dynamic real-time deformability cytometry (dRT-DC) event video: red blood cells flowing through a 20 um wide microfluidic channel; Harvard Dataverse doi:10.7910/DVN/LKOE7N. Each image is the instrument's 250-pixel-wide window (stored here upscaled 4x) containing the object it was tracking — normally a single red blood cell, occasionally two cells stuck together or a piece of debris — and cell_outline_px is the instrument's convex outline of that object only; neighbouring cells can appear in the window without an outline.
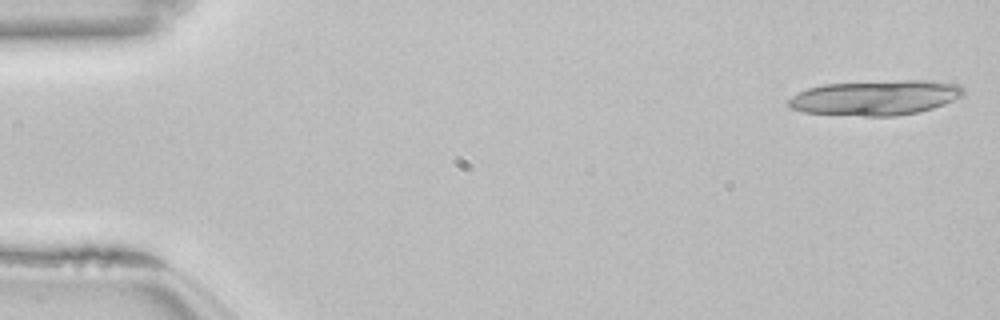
{"species": "common noctule bat (a hibernating species)", "species_latin": "Nyctalus noctula", "temperature_condition": "room temperature", "stored_images_in_passage": 11, "camera_frame_rate_fps": 3000, "um_per_image_px": 0.085, "animal": {"sex": "female", "body_mass_g": 22.7, "forearm_length_mm": 54.2}, "frame": {"image": 1, "passage_image": 1, "time_ms": 0.0, "image_size_px": [1000, 320], "cell_outline_px": [[964, 92], [960, 96], [944, 104], [920, 112], [896, 116], [868, 116], [804, 112], [788, 108], [788, 100], [792, 96], [808, 88], [824, 84], [900, 80], [932, 80], [960, 84], [964, 88]], "centroid_in_image_um": [74.44, 8.3], "position_along_channel_um": 10.6, "area_um2": 35.66}}